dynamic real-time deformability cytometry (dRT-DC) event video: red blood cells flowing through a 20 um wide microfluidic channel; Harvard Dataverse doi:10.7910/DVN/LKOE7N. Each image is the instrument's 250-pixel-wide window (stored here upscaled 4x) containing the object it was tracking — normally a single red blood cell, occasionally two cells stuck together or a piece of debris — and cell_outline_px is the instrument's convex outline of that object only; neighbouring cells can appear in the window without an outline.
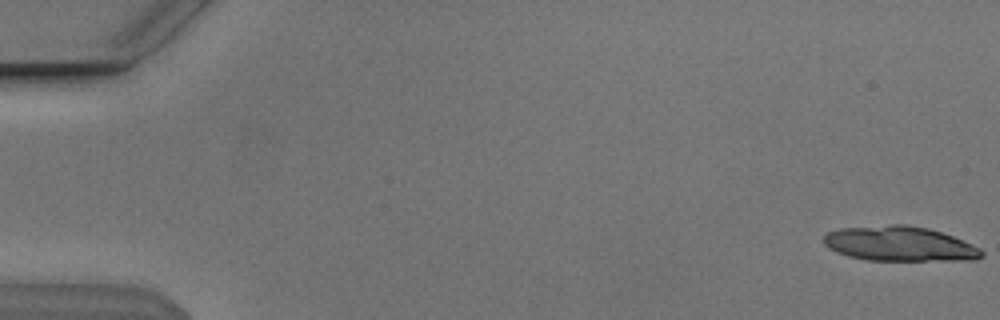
{"species": "Egyptian fruit bat (a non-hibernating species)", "species_latin": "Rousettus aegyptiacus", "temperature_condition": "cold", "stored_images_in_passage": 17, "camera_frame_rate_fps": 3000, "um_per_image_px": 0.085, "animal": {"sex": "male"}, "frame": {"image": 1, "passage_image": 1, "time_ms": 0.0, "image_size_px": [1000, 320], "cell_outline_px": [[984, 256], [976, 260], [868, 260], [848, 256], [836, 252], [828, 248], [824, 244], [824, 236], [828, 232], [840, 228], [892, 224], [904, 224], [928, 228], [952, 236], [972, 244], [980, 248], [984, 252]], "centroid_in_image_um": [76.47, 20.72], "position_along_channel_um": 8.5, "area_um2": 32.08}}